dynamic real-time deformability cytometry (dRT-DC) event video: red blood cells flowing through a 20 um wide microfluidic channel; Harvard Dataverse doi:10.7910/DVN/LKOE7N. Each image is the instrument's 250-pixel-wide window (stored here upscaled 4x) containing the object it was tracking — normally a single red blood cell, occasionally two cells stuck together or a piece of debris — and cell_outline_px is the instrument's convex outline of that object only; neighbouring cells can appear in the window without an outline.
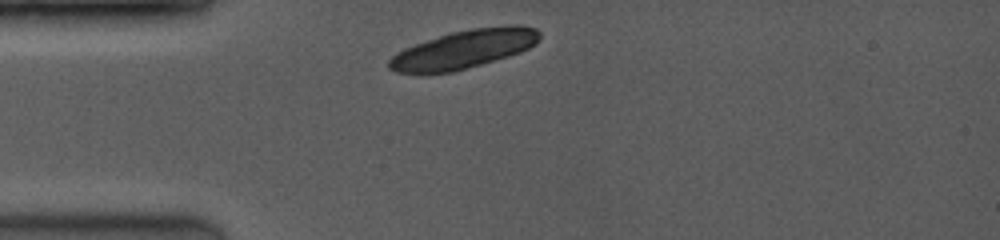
{"species": "common noctule bat (a hibernating species)", "species_latin": "Nyctalus noctula", "temperature_condition": "room temperature", "stored_images_in_passage": 2, "camera_frame_rate_fps": 3500, "um_per_image_px": 0.085, "animal": {"sex": "female", "body_mass_g": 19.0, "forearm_length_mm": 53.3}, "frame": {"image": 1, "passage_image": 1, "time_ms": 0.0, "image_size_px": [1000, 240], "cell_outline_px": [[540, 36], [536, 44], [520, 52], [508, 56], [452, 72], [396, 72], [388, 68], [388, 60], [396, 52], [404, 48], [448, 32], [472, 28], [512, 24], [520, 24], [536, 28], [540, 32]], "centroid_in_image_um": [39.46, 4.15], "position_along_channel_um": 45.5, "area_um2": 33.64}}